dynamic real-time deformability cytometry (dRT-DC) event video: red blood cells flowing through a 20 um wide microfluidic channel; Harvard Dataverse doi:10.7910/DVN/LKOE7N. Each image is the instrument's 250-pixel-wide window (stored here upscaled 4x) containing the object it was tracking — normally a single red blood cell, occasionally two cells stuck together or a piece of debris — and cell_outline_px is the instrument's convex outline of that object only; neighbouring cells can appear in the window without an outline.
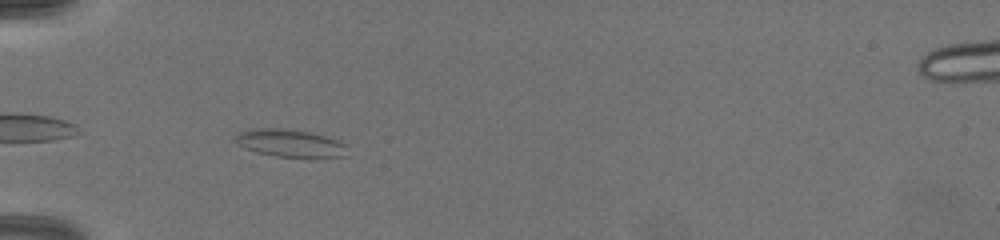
{"species": "common noctule bat (a hibernating species)", "species_latin": "Nyctalus noctula", "temperature_condition": "warm", "stored_images_in_passage": 11, "camera_frame_rate_fps": 3000, "um_per_image_px": 0.085, "animal": {"sex": "female", "body_mass_g": 19.5, "forearm_length_mm": 54.1}, "frame": {"image": 1, "passage_image": 2, "time_ms": 0.667, "image_size_px": [1000, 240], "cell_outline_px": [[348, 156], [276, 156], [256, 152], [240, 144], [236, 140], [236, 136], [240, 132], [260, 128], [276, 128], [308, 132], [340, 140], [348, 144]], "centroid_in_image_um": [24.75, 12.16], "position_along_channel_um": 60.2, "area_um2": 17.46}}
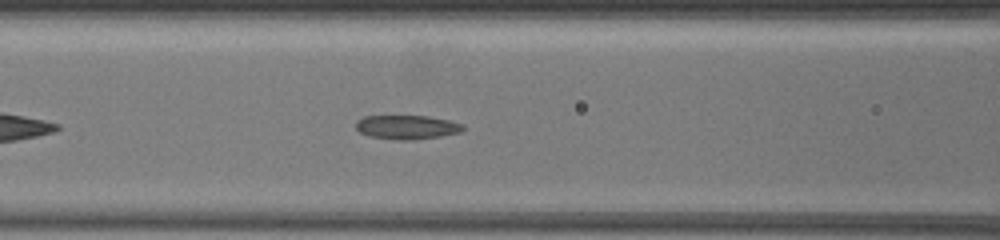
{"frame": {"image": 2, "passage_image": 8, "time_ms": 2.667, "image_size_px": [1000, 240], "cell_outline_px": [[464, 128], [460, 132], [440, 136], [412, 140], [392, 140], [368, 136], [360, 132], [356, 128], [356, 120], [364, 116], [428, 116], [448, 120], [464, 124]], "centroid_in_image_um": [34.56, 10.81], "position_along_channel_um": 132.0, "area_um2": 15.09}}
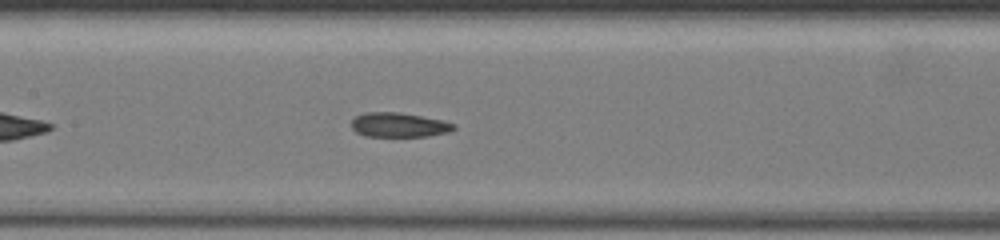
{"frame": {"image": 3, "passage_image": 11, "time_ms": 3.667, "image_size_px": [1000, 240], "cell_outline_px": [[456, 128], [448, 132], [428, 136], [364, 136], [356, 132], [352, 128], [352, 120], [356, 116], [364, 112], [400, 112], [440, 120], [456, 124]], "centroid_in_image_um": [33.89, 10.61], "position_along_channel_um": 173.5, "area_um2": 14.51}}